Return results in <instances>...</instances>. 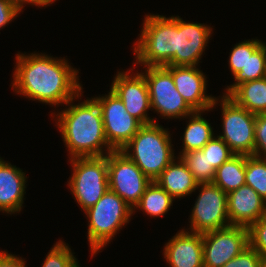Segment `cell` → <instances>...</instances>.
<instances>
[{"instance_id":"6da1fadb","label":"cell","mask_w":266,"mask_h":267,"mask_svg":"<svg viewBox=\"0 0 266 267\" xmlns=\"http://www.w3.org/2000/svg\"><path fill=\"white\" fill-rule=\"evenodd\" d=\"M11 84L13 91L32 100L49 105L66 104L81 91L79 71L66 59L43 53L16 55Z\"/></svg>"},{"instance_id":"7a4b0ae2","label":"cell","mask_w":266,"mask_h":267,"mask_svg":"<svg viewBox=\"0 0 266 267\" xmlns=\"http://www.w3.org/2000/svg\"><path fill=\"white\" fill-rule=\"evenodd\" d=\"M82 94L81 91L65 104L68 108L54 116L56 126L69 151V159L106 156L114 149L105 137L100 106L94 98L73 105L74 99L82 97Z\"/></svg>"},{"instance_id":"3957f363","label":"cell","mask_w":266,"mask_h":267,"mask_svg":"<svg viewBox=\"0 0 266 267\" xmlns=\"http://www.w3.org/2000/svg\"><path fill=\"white\" fill-rule=\"evenodd\" d=\"M170 138L168 129H164L158 122L142 125L120 151L131 159L151 181H155L176 159Z\"/></svg>"},{"instance_id":"277c9868","label":"cell","mask_w":266,"mask_h":267,"mask_svg":"<svg viewBox=\"0 0 266 267\" xmlns=\"http://www.w3.org/2000/svg\"><path fill=\"white\" fill-rule=\"evenodd\" d=\"M145 16L141 34L138 41L134 42V65L166 66L176 53L177 16Z\"/></svg>"},{"instance_id":"5b68a950","label":"cell","mask_w":266,"mask_h":267,"mask_svg":"<svg viewBox=\"0 0 266 267\" xmlns=\"http://www.w3.org/2000/svg\"><path fill=\"white\" fill-rule=\"evenodd\" d=\"M88 221L91 256L108 245L133 214V209L114 191L108 189L100 200L84 211Z\"/></svg>"},{"instance_id":"8992f818","label":"cell","mask_w":266,"mask_h":267,"mask_svg":"<svg viewBox=\"0 0 266 267\" xmlns=\"http://www.w3.org/2000/svg\"><path fill=\"white\" fill-rule=\"evenodd\" d=\"M72 176L68 186L83 211L95 205L109 189L107 155L101 157H75L69 161Z\"/></svg>"},{"instance_id":"52a82bcc","label":"cell","mask_w":266,"mask_h":267,"mask_svg":"<svg viewBox=\"0 0 266 267\" xmlns=\"http://www.w3.org/2000/svg\"><path fill=\"white\" fill-rule=\"evenodd\" d=\"M220 99L223 132L216 136L221 138L234 154L254 156L256 114L237 105L227 95H222Z\"/></svg>"},{"instance_id":"ba28073f","label":"cell","mask_w":266,"mask_h":267,"mask_svg":"<svg viewBox=\"0 0 266 267\" xmlns=\"http://www.w3.org/2000/svg\"><path fill=\"white\" fill-rule=\"evenodd\" d=\"M151 109L166 119H183L194 110L176 90L172 74L164 67H145Z\"/></svg>"},{"instance_id":"9c48e42d","label":"cell","mask_w":266,"mask_h":267,"mask_svg":"<svg viewBox=\"0 0 266 267\" xmlns=\"http://www.w3.org/2000/svg\"><path fill=\"white\" fill-rule=\"evenodd\" d=\"M107 166L109 189L133 209L152 181L120 150L107 154Z\"/></svg>"},{"instance_id":"30bf717a","label":"cell","mask_w":266,"mask_h":267,"mask_svg":"<svg viewBox=\"0 0 266 267\" xmlns=\"http://www.w3.org/2000/svg\"><path fill=\"white\" fill-rule=\"evenodd\" d=\"M198 189L187 230L204 234L230 226L227 193L213 183L198 184Z\"/></svg>"},{"instance_id":"8fae6325","label":"cell","mask_w":266,"mask_h":267,"mask_svg":"<svg viewBox=\"0 0 266 267\" xmlns=\"http://www.w3.org/2000/svg\"><path fill=\"white\" fill-rule=\"evenodd\" d=\"M93 98L101 109L108 144L114 150H120L133 138L142 124L126 111L123 101L111 89L108 95Z\"/></svg>"},{"instance_id":"7c38bea8","label":"cell","mask_w":266,"mask_h":267,"mask_svg":"<svg viewBox=\"0 0 266 267\" xmlns=\"http://www.w3.org/2000/svg\"><path fill=\"white\" fill-rule=\"evenodd\" d=\"M249 246L248 228L230 225L203 234V266L223 267Z\"/></svg>"},{"instance_id":"4fadbf2b","label":"cell","mask_w":266,"mask_h":267,"mask_svg":"<svg viewBox=\"0 0 266 267\" xmlns=\"http://www.w3.org/2000/svg\"><path fill=\"white\" fill-rule=\"evenodd\" d=\"M117 73L110 89L123 101L126 111L142 125L157 123L147 114L151 110V102L144 74L138 71Z\"/></svg>"},{"instance_id":"5bb4252c","label":"cell","mask_w":266,"mask_h":267,"mask_svg":"<svg viewBox=\"0 0 266 267\" xmlns=\"http://www.w3.org/2000/svg\"><path fill=\"white\" fill-rule=\"evenodd\" d=\"M212 27L185 22L177 16L176 53L168 66H198L212 35Z\"/></svg>"},{"instance_id":"9a60e30c","label":"cell","mask_w":266,"mask_h":267,"mask_svg":"<svg viewBox=\"0 0 266 267\" xmlns=\"http://www.w3.org/2000/svg\"><path fill=\"white\" fill-rule=\"evenodd\" d=\"M171 74L176 90L194 111H210L217 106V97L206 94V74L196 66H164Z\"/></svg>"},{"instance_id":"2e32d148","label":"cell","mask_w":266,"mask_h":267,"mask_svg":"<svg viewBox=\"0 0 266 267\" xmlns=\"http://www.w3.org/2000/svg\"><path fill=\"white\" fill-rule=\"evenodd\" d=\"M230 225L249 227L266 216V201L248 185L227 194Z\"/></svg>"},{"instance_id":"e0dca14e","label":"cell","mask_w":266,"mask_h":267,"mask_svg":"<svg viewBox=\"0 0 266 267\" xmlns=\"http://www.w3.org/2000/svg\"><path fill=\"white\" fill-rule=\"evenodd\" d=\"M169 267H204L203 234L180 230L163 249Z\"/></svg>"},{"instance_id":"ac0fdd59","label":"cell","mask_w":266,"mask_h":267,"mask_svg":"<svg viewBox=\"0 0 266 267\" xmlns=\"http://www.w3.org/2000/svg\"><path fill=\"white\" fill-rule=\"evenodd\" d=\"M26 174L0 157V211L17 214L23 207Z\"/></svg>"},{"instance_id":"d6986e66","label":"cell","mask_w":266,"mask_h":267,"mask_svg":"<svg viewBox=\"0 0 266 267\" xmlns=\"http://www.w3.org/2000/svg\"><path fill=\"white\" fill-rule=\"evenodd\" d=\"M177 159H174L155 180L174 199L191 195L198 186L186 164L180 157H177Z\"/></svg>"},{"instance_id":"ffe728a7","label":"cell","mask_w":266,"mask_h":267,"mask_svg":"<svg viewBox=\"0 0 266 267\" xmlns=\"http://www.w3.org/2000/svg\"><path fill=\"white\" fill-rule=\"evenodd\" d=\"M227 96L250 113L264 114L266 113V77L241 83Z\"/></svg>"},{"instance_id":"44dd1931","label":"cell","mask_w":266,"mask_h":267,"mask_svg":"<svg viewBox=\"0 0 266 267\" xmlns=\"http://www.w3.org/2000/svg\"><path fill=\"white\" fill-rule=\"evenodd\" d=\"M246 155L234 154L215 170L213 184L229 193L245 185Z\"/></svg>"},{"instance_id":"7402d4cb","label":"cell","mask_w":266,"mask_h":267,"mask_svg":"<svg viewBox=\"0 0 266 267\" xmlns=\"http://www.w3.org/2000/svg\"><path fill=\"white\" fill-rule=\"evenodd\" d=\"M203 111H194L188 115L189 119L185 132L183 134V149L179 157L186 152L202 149L203 146L215 135L211 124L201 115Z\"/></svg>"},{"instance_id":"603a6c76","label":"cell","mask_w":266,"mask_h":267,"mask_svg":"<svg viewBox=\"0 0 266 267\" xmlns=\"http://www.w3.org/2000/svg\"><path fill=\"white\" fill-rule=\"evenodd\" d=\"M173 201L174 198L166 190L156 181H152L141 196L139 203L133 208V213L139 209L150 217H160L170 210Z\"/></svg>"},{"instance_id":"cb8c5ba5","label":"cell","mask_w":266,"mask_h":267,"mask_svg":"<svg viewBox=\"0 0 266 267\" xmlns=\"http://www.w3.org/2000/svg\"><path fill=\"white\" fill-rule=\"evenodd\" d=\"M266 77V43H263L254 53H248V59L238 73L234 75V83L225 88L223 95H228L236 86L248 81Z\"/></svg>"},{"instance_id":"d4e9b609","label":"cell","mask_w":266,"mask_h":267,"mask_svg":"<svg viewBox=\"0 0 266 267\" xmlns=\"http://www.w3.org/2000/svg\"><path fill=\"white\" fill-rule=\"evenodd\" d=\"M180 158L192 172L198 184L212 183L215 169L209 164L207 155L201 149L183 153Z\"/></svg>"},{"instance_id":"484cf974","label":"cell","mask_w":266,"mask_h":267,"mask_svg":"<svg viewBox=\"0 0 266 267\" xmlns=\"http://www.w3.org/2000/svg\"><path fill=\"white\" fill-rule=\"evenodd\" d=\"M245 185L251 186L266 201V158L246 155Z\"/></svg>"},{"instance_id":"4316f807","label":"cell","mask_w":266,"mask_h":267,"mask_svg":"<svg viewBox=\"0 0 266 267\" xmlns=\"http://www.w3.org/2000/svg\"><path fill=\"white\" fill-rule=\"evenodd\" d=\"M75 257L69 245L59 240L46 255L42 267H80Z\"/></svg>"},{"instance_id":"83f0119b","label":"cell","mask_w":266,"mask_h":267,"mask_svg":"<svg viewBox=\"0 0 266 267\" xmlns=\"http://www.w3.org/2000/svg\"><path fill=\"white\" fill-rule=\"evenodd\" d=\"M263 43V41L258 39H249L234 45L228 61L233 76L245 67L248 53H254Z\"/></svg>"},{"instance_id":"f1b7e54d","label":"cell","mask_w":266,"mask_h":267,"mask_svg":"<svg viewBox=\"0 0 266 267\" xmlns=\"http://www.w3.org/2000/svg\"><path fill=\"white\" fill-rule=\"evenodd\" d=\"M201 150L207 155L209 164L215 170L234 155L229 146L218 136L209 140Z\"/></svg>"},{"instance_id":"f546056e","label":"cell","mask_w":266,"mask_h":267,"mask_svg":"<svg viewBox=\"0 0 266 267\" xmlns=\"http://www.w3.org/2000/svg\"><path fill=\"white\" fill-rule=\"evenodd\" d=\"M249 246L255 249L262 259L266 260V216L248 227Z\"/></svg>"},{"instance_id":"4dcf8cb0","label":"cell","mask_w":266,"mask_h":267,"mask_svg":"<svg viewBox=\"0 0 266 267\" xmlns=\"http://www.w3.org/2000/svg\"><path fill=\"white\" fill-rule=\"evenodd\" d=\"M254 136V156L266 158V113L256 115Z\"/></svg>"},{"instance_id":"1f68e13d","label":"cell","mask_w":266,"mask_h":267,"mask_svg":"<svg viewBox=\"0 0 266 267\" xmlns=\"http://www.w3.org/2000/svg\"><path fill=\"white\" fill-rule=\"evenodd\" d=\"M261 256L259 253L247 246L240 254L228 261L223 267H260Z\"/></svg>"},{"instance_id":"d6a6232c","label":"cell","mask_w":266,"mask_h":267,"mask_svg":"<svg viewBox=\"0 0 266 267\" xmlns=\"http://www.w3.org/2000/svg\"><path fill=\"white\" fill-rule=\"evenodd\" d=\"M21 10L11 0H0V30L18 17Z\"/></svg>"},{"instance_id":"836d02e7","label":"cell","mask_w":266,"mask_h":267,"mask_svg":"<svg viewBox=\"0 0 266 267\" xmlns=\"http://www.w3.org/2000/svg\"><path fill=\"white\" fill-rule=\"evenodd\" d=\"M25 262L20 256L0 251V267H26Z\"/></svg>"},{"instance_id":"e575fe53","label":"cell","mask_w":266,"mask_h":267,"mask_svg":"<svg viewBox=\"0 0 266 267\" xmlns=\"http://www.w3.org/2000/svg\"><path fill=\"white\" fill-rule=\"evenodd\" d=\"M21 11L24 8V5L27 4H31V5H35V6H41V7H46V6H50V4H52L53 2H55L56 0H11Z\"/></svg>"},{"instance_id":"d590c367","label":"cell","mask_w":266,"mask_h":267,"mask_svg":"<svg viewBox=\"0 0 266 267\" xmlns=\"http://www.w3.org/2000/svg\"><path fill=\"white\" fill-rule=\"evenodd\" d=\"M260 267H266V260H261Z\"/></svg>"}]
</instances>
